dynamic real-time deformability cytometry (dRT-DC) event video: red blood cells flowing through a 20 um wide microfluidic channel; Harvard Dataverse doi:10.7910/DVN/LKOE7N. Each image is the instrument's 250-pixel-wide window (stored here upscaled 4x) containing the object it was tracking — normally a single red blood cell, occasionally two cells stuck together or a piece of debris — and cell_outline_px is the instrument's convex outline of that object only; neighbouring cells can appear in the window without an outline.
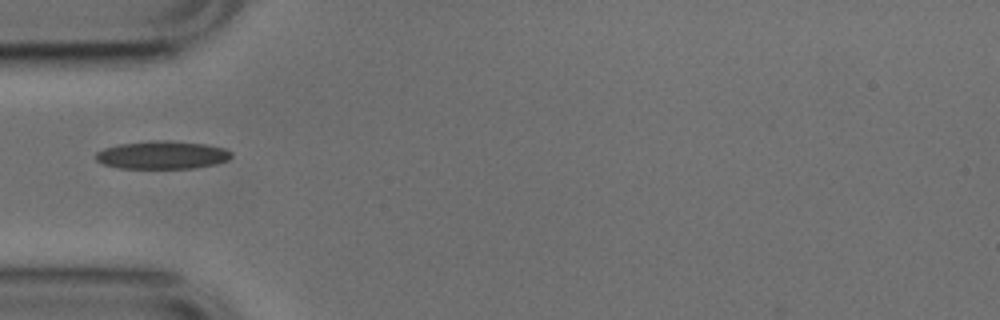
{"species": "common noctule bat (a hibernating species)", "species_latin": "Nyctalus noctula", "temperature_condition": "cold", "stored_images_in_passage": 1, "camera_frame_rate_fps": 3000, "um_per_image_px": 0.085, "animal": {"sex": "male", "body_mass_g": 17.9, "forearm_length_mm": 54.2}, "frame": {"image": 1, "passage_image": 1, "time_ms": 0.0, "image_size_px": [1000, 320], "cell_outline_px": [[232, 156], [228, 160], [216, 164], [192, 168], [116, 168], [100, 164], [96, 160], [96, 152], [104, 148], [116, 144], [152, 140], [168, 140], [204, 144], [224, 148], [232, 152]], "centroid_in_image_um": [13.74, 13.17], "position_along_channel_um": 71.3, "area_um2": 22.37}}